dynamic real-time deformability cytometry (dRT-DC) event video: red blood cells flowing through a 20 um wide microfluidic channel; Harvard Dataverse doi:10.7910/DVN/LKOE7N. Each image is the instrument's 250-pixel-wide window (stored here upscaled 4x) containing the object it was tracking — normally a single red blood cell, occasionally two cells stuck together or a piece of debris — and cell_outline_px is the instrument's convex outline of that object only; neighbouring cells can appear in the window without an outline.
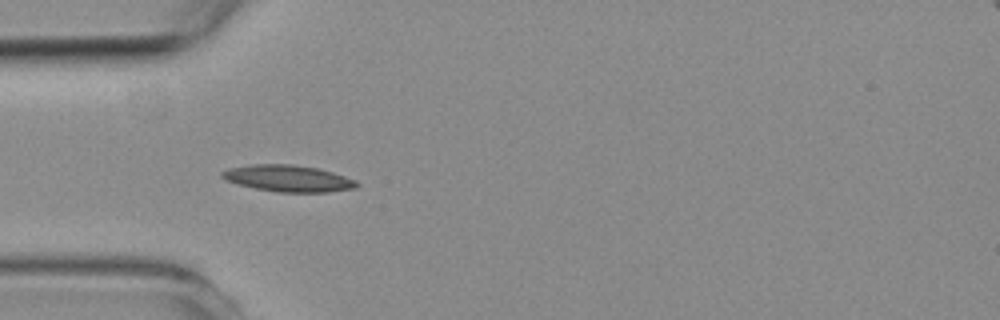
{"species": "common noctule bat (a hibernating species)", "species_latin": "Nyctalus noctula", "temperature_condition": "room temperature", "stored_images_in_passage": 5, "camera_frame_rate_fps": 3000, "um_per_image_px": 0.085, "animal": {"sex": "female", "body_mass_g": 19.3, "forearm_length_mm": 54.1}, "frame": {"image": 1, "passage_image": 4, "time_ms": 3.333, "image_size_px": [1000, 320], "cell_outline_px": [[360, 184], [356, 188], [328, 192], [276, 192], [236, 184], [224, 180], [220, 176], [220, 172], [228, 168], [252, 164], [292, 164], [316, 168], [332, 172], [356, 180]], "centroid_in_image_um": [24.46, 15.16], "position_along_channel_um": 60.5, "area_um2": 20.98}}
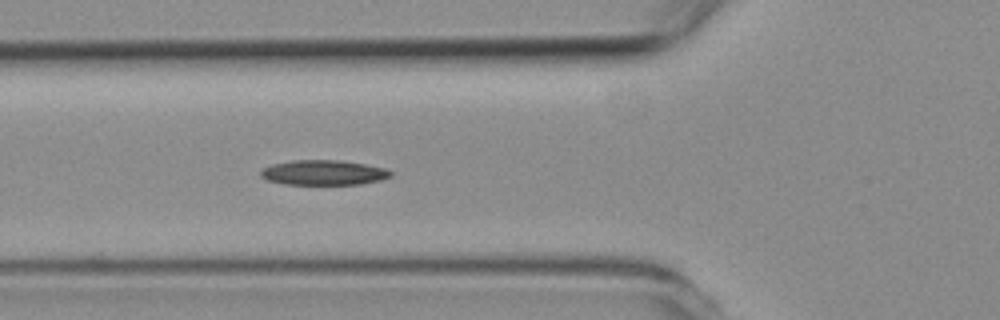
{"frame": {"image": 2, "passage_image": 5, "time_ms": 4.333, "image_size_px": [1000, 320], "cell_outline_px": [[392, 176], [380, 180], [360, 184], [284, 184], [268, 180], [260, 176], [260, 172], [264, 168], [272, 164], [292, 160], [340, 160], [364, 164], [384, 168], [392, 172]], "centroid_in_image_um": [27.49, 14.67], "position_along_channel_um": 98.3, "area_um2": 18.79}}